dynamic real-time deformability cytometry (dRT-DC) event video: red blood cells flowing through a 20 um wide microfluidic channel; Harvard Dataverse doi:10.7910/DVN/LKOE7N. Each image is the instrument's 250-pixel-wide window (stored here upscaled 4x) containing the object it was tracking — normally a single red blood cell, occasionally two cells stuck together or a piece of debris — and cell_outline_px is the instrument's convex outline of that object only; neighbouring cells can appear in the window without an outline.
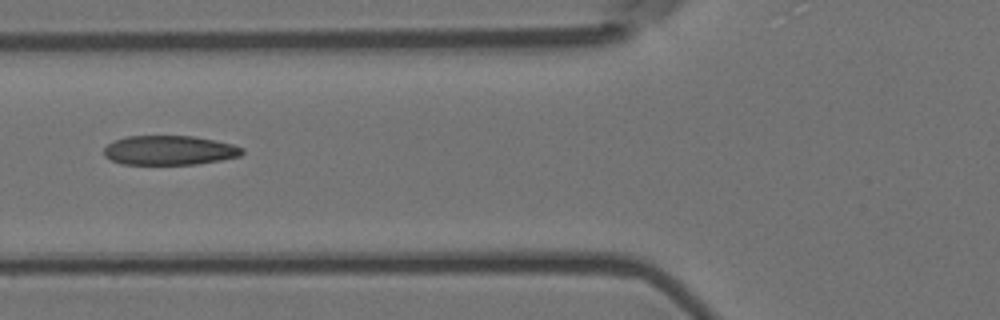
{"species": "Egyptian fruit bat (a non-hibernating species)", "species_latin": "Rousettus aegyptiacus", "temperature_condition": "room temperature", "stored_images_in_passage": 8, "camera_frame_rate_fps": 3000, "um_per_image_px": 0.085, "animal": {"sex": "female"}, "frame": {"image": 1, "passage_image": 6, "time_ms": 1.667, "image_size_px": [1000, 320], "cell_outline_px": [[244, 152], [240, 156], [220, 160], [196, 164], [124, 164], [112, 160], [104, 156], [104, 148], [108, 144], [124, 136], [192, 136], [232, 144], [244, 148]], "centroid_in_image_um": [14.4, 12.77], "position_along_channel_um": 111.4, "area_um2": 23.52}}
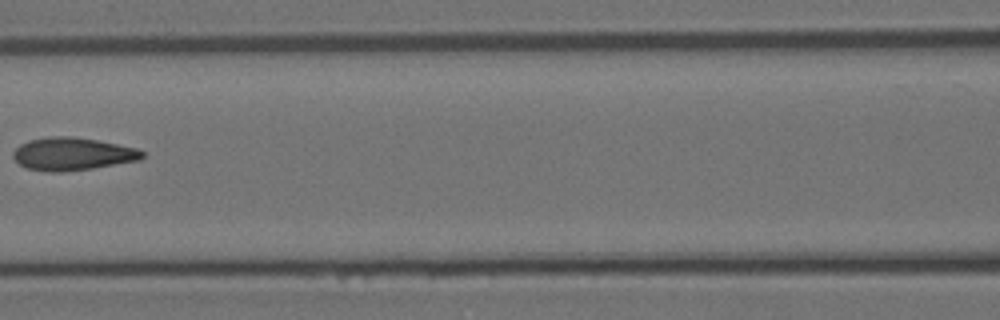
{"frame": {"image": 2, "passage_image": 7, "time_ms": 2.0, "image_size_px": [1000, 320], "cell_outline_px": [[144, 156], [140, 160], [92, 168], [64, 172], [44, 172], [28, 168], [20, 164], [12, 156], [12, 152], [20, 144], [28, 140], [48, 136], [72, 136], [96, 140], [136, 148], [144, 152]], "centroid_in_image_um": [6.13, 13.08], "position_along_channel_um": 160.5, "area_um2": 24.68}}
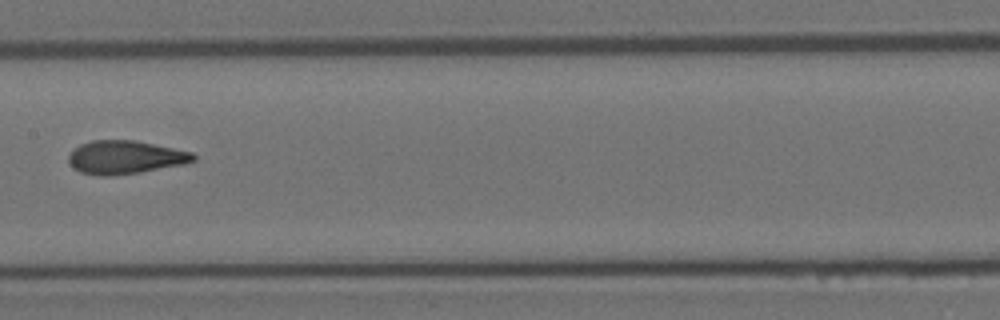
{"frame": {"image": 3, "passage_image": 8, "time_ms": 2.333, "image_size_px": [1000, 320], "cell_outline_px": [[196, 160], [184, 164], [140, 172], [108, 176], [100, 176], [80, 172], [68, 160], [68, 156], [80, 144], [92, 140], [132, 140], [192, 152], [196, 156]], "centroid_in_image_um": [10.65, 13.37], "position_along_channel_um": 196.8, "area_um2": 23.87}}